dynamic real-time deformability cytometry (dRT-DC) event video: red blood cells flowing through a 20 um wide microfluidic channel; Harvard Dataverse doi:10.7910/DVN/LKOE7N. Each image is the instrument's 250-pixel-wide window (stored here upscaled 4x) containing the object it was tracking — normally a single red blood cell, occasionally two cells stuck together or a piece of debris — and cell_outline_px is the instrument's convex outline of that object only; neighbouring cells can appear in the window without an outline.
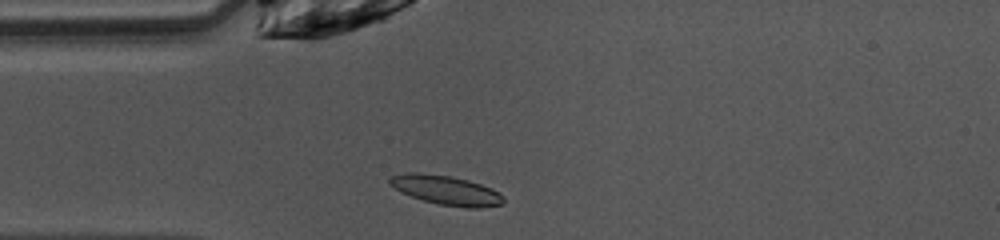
{"species": "common noctule bat (a hibernating species)", "species_latin": "Nyctalus noctula", "temperature_condition": "warm", "stored_images_in_passage": 37, "camera_frame_rate_fps": 3000, "um_per_image_px": 0.085, "animal": {"sex": "female", "body_mass_g": 10.0, "forearm_length_mm": 53.1}, "frame": {"image": 1, "passage_image": 1, "time_ms": 0.0, "image_size_px": [1000, 240], "cell_outline_px": [[504, 204], [480, 208], [468, 208], [440, 204], [424, 200], [412, 196], [388, 184], [388, 180], [392, 176], [408, 172], [412, 172], [452, 176], [468, 180], [492, 188], [500, 192], [504, 200]], "centroid_in_image_um": [37.97, 16.16], "position_along_channel_um": 47.0, "area_um2": 19.25}}
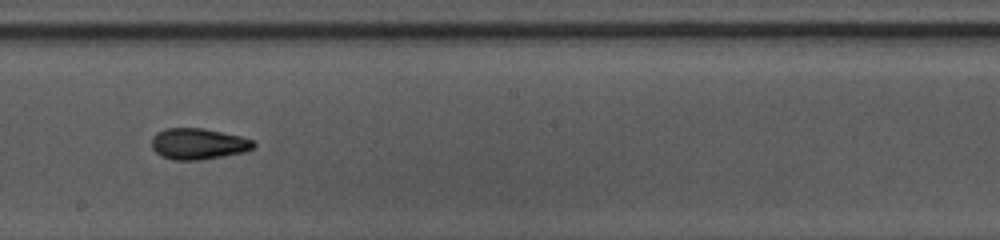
{"frame": {"image": 2, "passage_image": 15, "time_ms": 4.667, "image_size_px": [1000, 240], "cell_outline_px": [[256, 148], [244, 152], [200, 160], [172, 160], [160, 156], [152, 148], [152, 136], [156, 132], [164, 128], [204, 128], [240, 136], [252, 140], [256, 144]], "centroid_in_image_um": [16.83, 12.22], "position_along_channel_um": 231.4, "area_um2": 18.67}}
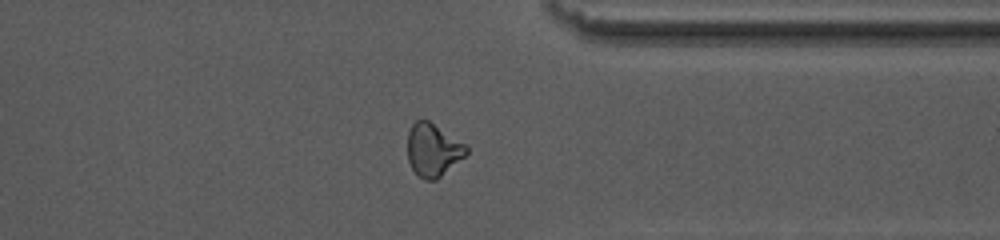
{"frame": {"image": 3, "passage_image": 26, "time_ms": 8.333, "image_size_px": [1000, 240], "cell_outline_px": [[468, 152], [464, 156], [436, 180], [424, 180], [412, 168], [408, 160], [408, 132], [412, 124], [416, 120], [428, 120], [468, 144]], "centroid_in_image_um": [36.82, 12.72], "position_along_channel_um": 374.6, "area_um2": 18.09}, "authors_computed_cell_mechanics": {"area_um2": 18.496, "velocity_mm_per_s": 4.0673, "shape_relaxation_time_tau1_ms": 7.1855, "shape_relaxation_time_tau2_ms": 3.7886, "deformation_change_tau1": 0.1935, "deformation_change_tau2": 0.0829}}